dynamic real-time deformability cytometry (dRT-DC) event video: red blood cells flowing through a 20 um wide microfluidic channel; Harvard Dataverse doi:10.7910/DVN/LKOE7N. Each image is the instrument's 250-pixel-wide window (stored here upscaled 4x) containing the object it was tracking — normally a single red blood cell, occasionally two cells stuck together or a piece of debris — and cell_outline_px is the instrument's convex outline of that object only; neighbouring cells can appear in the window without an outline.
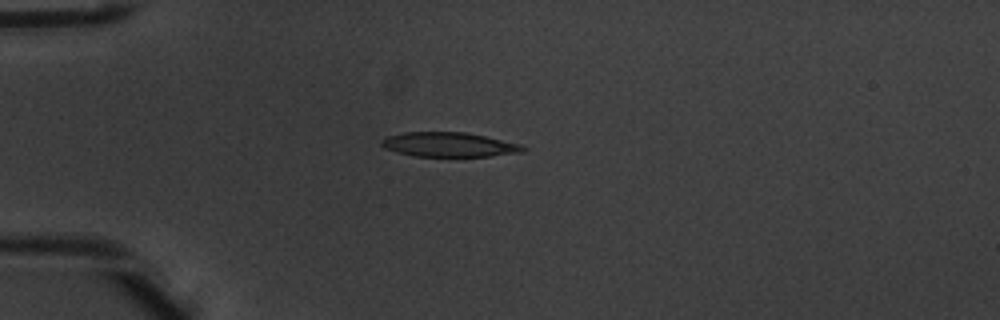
{"species": "common noctule bat (a hibernating species)", "species_latin": "Nyctalus noctula", "temperature_condition": "warm", "stored_images_in_passage": 6, "camera_frame_rate_fps": 3000, "um_per_image_px": 0.085, "animal": {"sex": "male", "body_mass_g": 20.1, "forearm_length_mm": 53.5}, "frame": {"image": 1, "passage_image": 3, "time_ms": 0.667, "image_size_px": [1000, 320], "cell_outline_px": [[528, 148], [524, 152], [488, 156], [416, 156], [396, 152], [384, 148], [380, 144], [380, 140], [388, 136], [404, 132], [464, 132], [484, 136], [520, 144]], "centroid_in_image_um": [38.15, 12.29], "position_along_channel_um": 46.9, "area_um2": 20.11}}
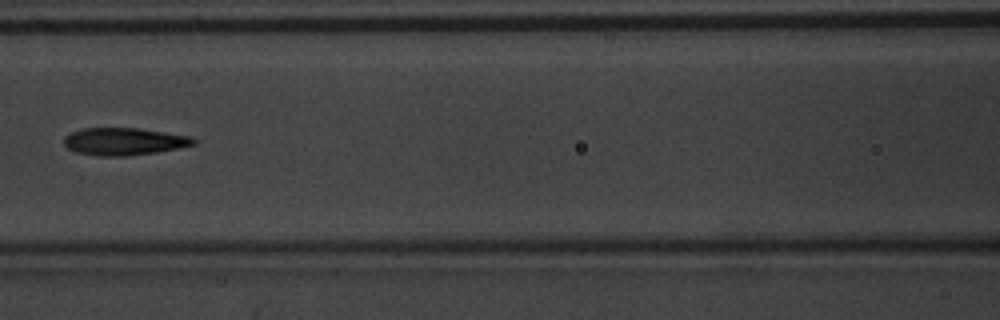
{"frame": {"image": 2, "passage_image": 6, "time_ms": 1.667, "image_size_px": [1000, 320], "cell_outline_px": [[196, 144], [180, 148], [156, 152], [128, 156], [100, 156], [76, 152], [68, 148], [64, 144], [64, 136], [72, 132], [84, 128], [140, 128], [188, 136], [196, 140]], "centroid_in_image_um": [10.54, 12.03], "position_along_channel_um": 156.1, "area_um2": 20.63}}